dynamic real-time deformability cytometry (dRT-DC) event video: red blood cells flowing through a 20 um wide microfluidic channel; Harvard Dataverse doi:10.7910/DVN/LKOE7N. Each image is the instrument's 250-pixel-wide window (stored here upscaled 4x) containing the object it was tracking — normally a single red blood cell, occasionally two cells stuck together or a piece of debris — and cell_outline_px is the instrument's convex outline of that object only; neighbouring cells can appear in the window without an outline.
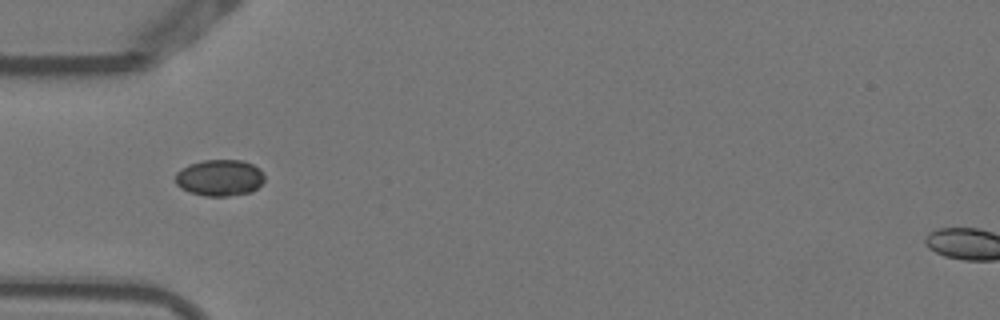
{"species": "Egyptian fruit bat (a non-hibernating species)", "species_latin": "Rousettus aegyptiacus", "temperature_condition": "warm", "stored_images_in_passage": 3, "camera_frame_rate_fps": 3000, "um_per_image_px": 0.085, "animal": {"sex": "female"}, "frame": {"image": 1, "passage_image": 1, "time_ms": 0.0, "image_size_px": [1000, 320], "cell_outline_px": [[264, 180], [252, 192], [228, 196], [204, 196], [188, 192], [180, 188], [176, 184], [176, 172], [180, 168], [188, 164], [204, 160], [244, 160], [260, 168], [264, 172]], "centroid_in_image_um": [18.66, 15.1], "position_along_channel_um": 66.3, "area_um2": 19.19}}
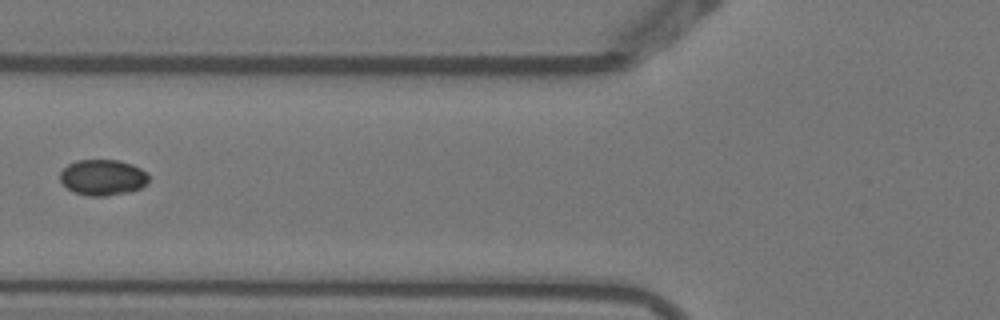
{"frame": {"image": 2, "passage_image": 2, "time_ms": 0.333, "image_size_px": [1000, 320], "cell_outline_px": [[148, 184], [140, 188], [128, 192], [104, 196], [88, 196], [76, 192], [68, 188], [60, 180], [60, 172], [68, 164], [76, 160], [120, 160], [132, 164], [148, 172]], "centroid_in_image_um": [8.76, 15.07], "position_along_channel_um": 117.0, "area_um2": 18.55}}
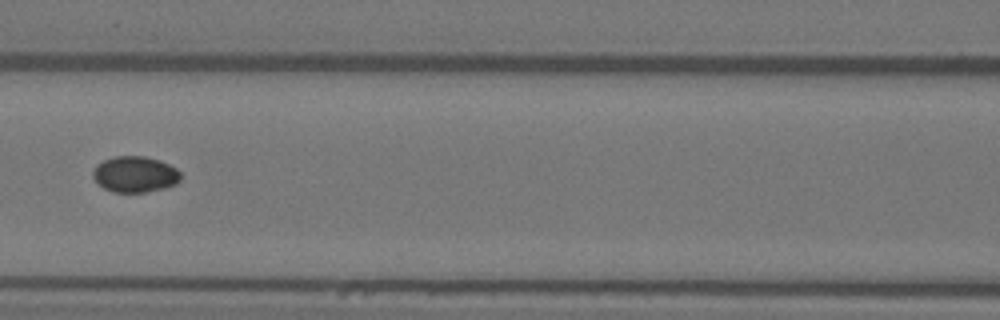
{"frame": {"image": 3, "passage_image": 3, "time_ms": 0.667, "image_size_px": [1000, 320], "cell_outline_px": [[180, 180], [176, 184], [164, 188], [144, 192], [112, 192], [104, 188], [92, 176], [92, 172], [96, 164], [112, 156], [144, 156], [160, 160], [176, 168], [180, 172]], "centroid_in_image_um": [11.47, 14.8], "position_along_channel_um": 155.1, "area_um2": 18.44}}